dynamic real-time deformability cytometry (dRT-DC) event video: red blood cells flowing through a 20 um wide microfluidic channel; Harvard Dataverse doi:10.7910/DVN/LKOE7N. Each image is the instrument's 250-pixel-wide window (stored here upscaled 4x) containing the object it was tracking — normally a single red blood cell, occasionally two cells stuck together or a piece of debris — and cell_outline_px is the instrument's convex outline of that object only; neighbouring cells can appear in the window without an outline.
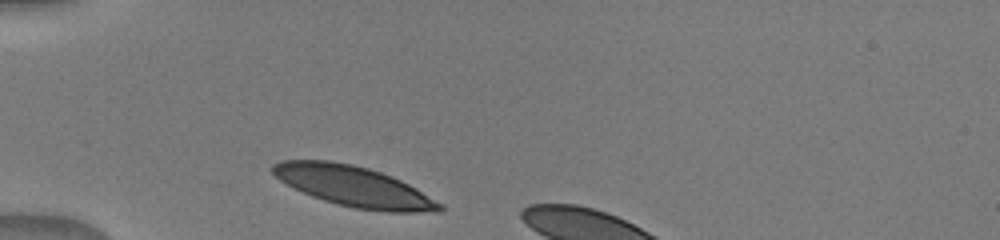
{"species": "human", "species_latin": "Homo sapiens", "temperature_condition": "warm", "stored_images_in_passage": 6, "camera_frame_rate_fps": 3000, "um_per_image_px": 0.085, "donor": {"sex": "male"}, "frame": {"image": 1, "passage_image": 1, "time_ms": 0.0, "image_size_px": [1000, 240], "cell_outline_px": [[444, 208], [440, 212], [388, 212], [356, 208], [336, 204], [312, 196], [280, 180], [272, 172], [272, 164], [280, 160], [328, 160], [352, 164], [368, 168], [380, 172], [400, 180], [416, 188], [444, 204]], "centroid_in_image_um": [30.11, 15.84], "position_along_channel_um": 54.9, "area_um2": 39.13}}
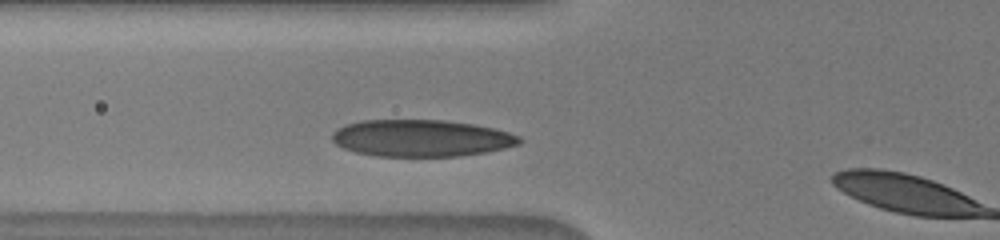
{"frame": {"image": 2, "passage_image": 5, "time_ms": 1.333, "image_size_px": [1000, 240], "cell_outline_px": [[524, 140], [520, 144], [504, 148], [484, 152], [460, 156], [380, 156], [356, 152], [344, 148], [336, 144], [332, 140], [332, 132], [336, 128], [348, 124], [364, 120], [444, 120], [472, 124], [492, 128], [508, 132], [520, 136]], "centroid_in_image_um": [35.81, 11.74], "position_along_channel_um": 90.0, "area_um2": 40.11}}